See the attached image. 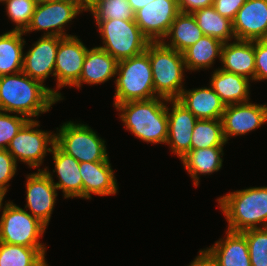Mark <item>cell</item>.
Masks as SVG:
<instances>
[{"label":"cell","mask_w":267,"mask_h":266,"mask_svg":"<svg viewBox=\"0 0 267 266\" xmlns=\"http://www.w3.org/2000/svg\"><path fill=\"white\" fill-rule=\"evenodd\" d=\"M192 15L204 35L218 39L222 43L236 39L233 22L220 15L213 5L195 10Z\"/></svg>","instance_id":"f1b7e54d"},{"label":"cell","mask_w":267,"mask_h":266,"mask_svg":"<svg viewBox=\"0 0 267 266\" xmlns=\"http://www.w3.org/2000/svg\"><path fill=\"white\" fill-rule=\"evenodd\" d=\"M214 0H177L181 13H193L195 10L212 6Z\"/></svg>","instance_id":"f35d334b"},{"label":"cell","mask_w":267,"mask_h":266,"mask_svg":"<svg viewBox=\"0 0 267 266\" xmlns=\"http://www.w3.org/2000/svg\"><path fill=\"white\" fill-rule=\"evenodd\" d=\"M46 249L0 242V266H49Z\"/></svg>","instance_id":"f546056e"},{"label":"cell","mask_w":267,"mask_h":266,"mask_svg":"<svg viewBox=\"0 0 267 266\" xmlns=\"http://www.w3.org/2000/svg\"><path fill=\"white\" fill-rule=\"evenodd\" d=\"M94 16L96 25L103 20H134L128 0H96L87 10Z\"/></svg>","instance_id":"1f68e13d"},{"label":"cell","mask_w":267,"mask_h":266,"mask_svg":"<svg viewBox=\"0 0 267 266\" xmlns=\"http://www.w3.org/2000/svg\"><path fill=\"white\" fill-rule=\"evenodd\" d=\"M221 119H198L192 131L191 150L210 147H224Z\"/></svg>","instance_id":"4dcf8cb0"},{"label":"cell","mask_w":267,"mask_h":266,"mask_svg":"<svg viewBox=\"0 0 267 266\" xmlns=\"http://www.w3.org/2000/svg\"><path fill=\"white\" fill-rule=\"evenodd\" d=\"M23 31H7L0 35V76L22 71L23 48L26 41Z\"/></svg>","instance_id":"83f0119b"},{"label":"cell","mask_w":267,"mask_h":266,"mask_svg":"<svg viewBox=\"0 0 267 266\" xmlns=\"http://www.w3.org/2000/svg\"><path fill=\"white\" fill-rule=\"evenodd\" d=\"M103 140L88 124L67 121L55 133V144L79 163L109 159Z\"/></svg>","instance_id":"8992f818"},{"label":"cell","mask_w":267,"mask_h":266,"mask_svg":"<svg viewBox=\"0 0 267 266\" xmlns=\"http://www.w3.org/2000/svg\"><path fill=\"white\" fill-rule=\"evenodd\" d=\"M246 236L251 266H267V227L242 231Z\"/></svg>","instance_id":"836d02e7"},{"label":"cell","mask_w":267,"mask_h":266,"mask_svg":"<svg viewBox=\"0 0 267 266\" xmlns=\"http://www.w3.org/2000/svg\"><path fill=\"white\" fill-rule=\"evenodd\" d=\"M220 69L250 79L255 77V40H238L223 43Z\"/></svg>","instance_id":"ffe728a7"},{"label":"cell","mask_w":267,"mask_h":266,"mask_svg":"<svg viewBox=\"0 0 267 266\" xmlns=\"http://www.w3.org/2000/svg\"><path fill=\"white\" fill-rule=\"evenodd\" d=\"M167 99L128 101L118 104L125 130L146 143L166 144L168 136Z\"/></svg>","instance_id":"7a4b0ae2"},{"label":"cell","mask_w":267,"mask_h":266,"mask_svg":"<svg viewBox=\"0 0 267 266\" xmlns=\"http://www.w3.org/2000/svg\"><path fill=\"white\" fill-rule=\"evenodd\" d=\"M176 100L197 119H221L225 109V104L210 85L191 90L184 88Z\"/></svg>","instance_id":"603a6c76"},{"label":"cell","mask_w":267,"mask_h":266,"mask_svg":"<svg viewBox=\"0 0 267 266\" xmlns=\"http://www.w3.org/2000/svg\"><path fill=\"white\" fill-rule=\"evenodd\" d=\"M85 10L75 0H48L37 3L30 25L24 34L32 31H45L42 35L69 37L66 34L67 23Z\"/></svg>","instance_id":"30bf717a"},{"label":"cell","mask_w":267,"mask_h":266,"mask_svg":"<svg viewBox=\"0 0 267 266\" xmlns=\"http://www.w3.org/2000/svg\"><path fill=\"white\" fill-rule=\"evenodd\" d=\"M6 193H4L1 189H0V210L2 209V206L4 205L2 202L4 201V197H5Z\"/></svg>","instance_id":"7bdbcfd3"},{"label":"cell","mask_w":267,"mask_h":266,"mask_svg":"<svg viewBox=\"0 0 267 266\" xmlns=\"http://www.w3.org/2000/svg\"><path fill=\"white\" fill-rule=\"evenodd\" d=\"M223 136L228 143L229 137L242 136L267 122V104L250 101L226 105L222 118Z\"/></svg>","instance_id":"4fadbf2b"},{"label":"cell","mask_w":267,"mask_h":266,"mask_svg":"<svg viewBox=\"0 0 267 266\" xmlns=\"http://www.w3.org/2000/svg\"><path fill=\"white\" fill-rule=\"evenodd\" d=\"M59 101L54 88L43 85L22 71L0 76V111L34 120L39 114L49 112L51 106Z\"/></svg>","instance_id":"6da1fadb"},{"label":"cell","mask_w":267,"mask_h":266,"mask_svg":"<svg viewBox=\"0 0 267 266\" xmlns=\"http://www.w3.org/2000/svg\"><path fill=\"white\" fill-rule=\"evenodd\" d=\"M188 266H217L216 261L203 249L199 250V255Z\"/></svg>","instance_id":"ab89813d"},{"label":"cell","mask_w":267,"mask_h":266,"mask_svg":"<svg viewBox=\"0 0 267 266\" xmlns=\"http://www.w3.org/2000/svg\"><path fill=\"white\" fill-rule=\"evenodd\" d=\"M28 121L23 115L0 111V149H7L10 141Z\"/></svg>","instance_id":"e575fe53"},{"label":"cell","mask_w":267,"mask_h":266,"mask_svg":"<svg viewBox=\"0 0 267 266\" xmlns=\"http://www.w3.org/2000/svg\"><path fill=\"white\" fill-rule=\"evenodd\" d=\"M205 250L217 266H251L248 243L242 232L226 230V237Z\"/></svg>","instance_id":"44dd1931"},{"label":"cell","mask_w":267,"mask_h":266,"mask_svg":"<svg viewBox=\"0 0 267 266\" xmlns=\"http://www.w3.org/2000/svg\"><path fill=\"white\" fill-rule=\"evenodd\" d=\"M3 4L7 17L15 24L12 30L24 32L30 25L37 3L34 0H7Z\"/></svg>","instance_id":"d6a6232c"},{"label":"cell","mask_w":267,"mask_h":266,"mask_svg":"<svg viewBox=\"0 0 267 266\" xmlns=\"http://www.w3.org/2000/svg\"><path fill=\"white\" fill-rule=\"evenodd\" d=\"M223 43L211 36L204 35L194 45L183 52L186 72L207 70L215 63V59L221 60Z\"/></svg>","instance_id":"4316f807"},{"label":"cell","mask_w":267,"mask_h":266,"mask_svg":"<svg viewBox=\"0 0 267 266\" xmlns=\"http://www.w3.org/2000/svg\"><path fill=\"white\" fill-rule=\"evenodd\" d=\"M39 123L36 119L29 120L10 141L7 150L17 164L20 161L41 170L38 167L42 166L46 154L55 144V133L38 129Z\"/></svg>","instance_id":"9c48e42d"},{"label":"cell","mask_w":267,"mask_h":266,"mask_svg":"<svg viewBox=\"0 0 267 266\" xmlns=\"http://www.w3.org/2000/svg\"><path fill=\"white\" fill-rule=\"evenodd\" d=\"M153 1L154 0H128L134 13Z\"/></svg>","instance_id":"60d3db41"},{"label":"cell","mask_w":267,"mask_h":266,"mask_svg":"<svg viewBox=\"0 0 267 266\" xmlns=\"http://www.w3.org/2000/svg\"><path fill=\"white\" fill-rule=\"evenodd\" d=\"M17 163L7 149H0V189L6 193L17 172Z\"/></svg>","instance_id":"d590c367"},{"label":"cell","mask_w":267,"mask_h":266,"mask_svg":"<svg viewBox=\"0 0 267 266\" xmlns=\"http://www.w3.org/2000/svg\"><path fill=\"white\" fill-rule=\"evenodd\" d=\"M267 80V38L255 40L254 81Z\"/></svg>","instance_id":"8d00e7d4"},{"label":"cell","mask_w":267,"mask_h":266,"mask_svg":"<svg viewBox=\"0 0 267 266\" xmlns=\"http://www.w3.org/2000/svg\"><path fill=\"white\" fill-rule=\"evenodd\" d=\"M0 216V242L26 247H46L40 243L46 226L27 210L11 201H4Z\"/></svg>","instance_id":"ba28073f"},{"label":"cell","mask_w":267,"mask_h":266,"mask_svg":"<svg viewBox=\"0 0 267 266\" xmlns=\"http://www.w3.org/2000/svg\"><path fill=\"white\" fill-rule=\"evenodd\" d=\"M97 27L103 40L99 47L117 61L142 54L150 43L134 20H103Z\"/></svg>","instance_id":"52a82bcc"},{"label":"cell","mask_w":267,"mask_h":266,"mask_svg":"<svg viewBox=\"0 0 267 266\" xmlns=\"http://www.w3.org/2000/svg\"><path fill=\"white\" fill-rule=\"evenodd\" d=\"M36 3H42V2H46L48 0H34Z\"/></svg>","instance_id":"ee69618b"},{"label":"cell","mask_w":267,"mask_h":266,"mask_svg":"<svg viewBox=\"0 0 267 266\" xmlns=\"http://www.w3.org/2000/svg\"><path fill=\"white\" fill-rule=\"evenodd\" d=\"M88 48L78 36L59 37V46L56 52L55 62V96L63 100L58 91L63 87H72L80 78L83 70V62Z\"/></svg>","instance_id":"8fae6325"},{"label":"cell","mask_w":267,"mask_h":266,"mask_svg":"<svg viewBox=\"0 0 267 266\" xmlns=\"http://www.w3.org/2000/svg\"><path fill=\"white\" fill-rule=\"evenodd\" d=\"M217 201L228 222L227 230L242 232L267 227V186L236 190Z\"/></svg>","instance_id":"3957f363"},{"label":"cell","mask_w":267,"mask_h":266,"mask_svg":"<svg viewBox=\"0 0 267 266\" xmlns=\"http://www.w3.org/2000/svg\"><path fill=\"white\" fill-rule=\"evenodd\" d=\"M58 36L42 35L23 55L22 72L43 85L49 76L55 77Z\"/></svg>","instance_id":"9a60e30c"},{"label":"cell","mask_w":267,"mask_h":266,"mask_svg":"<svg viewBox=\"0 0 267 266\" xmlns=\"http://www.w3.org/2000/svg\"><path fill=\"white\" fill-rule=\"evenodd\" d=\"M118 61L99 46L88 49L79 80L72 86L80 89L82 84L97 85L115 78Z\"/></svg>","instance_id":"7402d4cb"},{"label":"cell","mask_w":267,"mask_h":266,"mask_svg":"<svg viewBox=\"0 0 267 266\" xmlns=\"http://www.w3.org/2000/svg\"><path fill=\"white\" fill-rule=\"evenodd\" d=\"M54 160L53 172H56L58 182H54L49 168L43 170L58 190H62L63 196L67 198H82L83 199V183L79 170L80 163L73 157L63 152L56 144L52 146L51 152Z\"/></svg>","instance_id":"ac0fdd59"},{"label":"cell","mask_w":267,"mask_h":266,"mask_svg":"<svg viewBox=\"0 0 267 266\" xmlns=\"http://www.w3.org/2000/svg\"><path fill=\"white\" fill-rule=\"evenodd\" d=\"M113 105L128 101L156 98L149 55H140L118 61Z\"/></svg>","instance_id":"5b68a950"},{"label":"cell","mask_w":267,"mask_h":266,"mask_svg":"<svg viewBox=\"0 0 267 266\" xmlns=\"http://www.w3.org/2000/svg\"><path fill=\"white\" fill-rule=\"evenodd\" d=\"M168 136L166 144L178 158L184 157L191 150L192 131L198 120L194 114L176 99L167 100Z\"/></svg>","instance_id":"2e32d148"},{"label":"cell","mask_w":267,"mask_h":266,"mask_svg":"<svg viewBox=\"0 0 267 266\" xmlns=\"http://www.w3.org/2000/svg\"><path fill=\"white\" fill-rule=\"evenodd\" d=\"M145 52L151 63L155 95L167 100L177 99L184 89L186 67L183 53L162 42H150Z\"/></svg>","instance_id":"277c9868"},{"label":"cell","mask_w":267,"mask_h":266,"mask_svg":"<svg viewBox=\"0 0 267 266\" xmlns=\"http://www.w3.org/2000/svg\"><path fill=\"white\" fill-rule=\"evenodd\" d=\"M245 2L246 0H214L213 7L220 15L233 21Z\"/></svg>","instance_id":"74e56055"},{"label":"cell","mask_w":267,"mask_h":266,"mask_svg":"<svg viewBox=\"0 0 267 266\" xmlns=\"http://www.w3.org/2000/svg\"><path fill=\"white\" fill-rule=\"evenodd\" d=\"M232 22L238 40L267 38V0H246Z\"/></svg>","instance_id":"e0dca14e"},{"label":"cell","mask_w":267,"mask_h":266,"mask_svg":"<svg viewBox=\"0 0 267 266\" xmlns=\"http://www.w3.org/2000/svg\"><path fill=\"white\" fill-rule=\"evenodd\" d=\"M83 183V199H92V194L98 196L115 195L118 183L114 176L109 159L97 162H82L79 165Z\"/></svg>","instance_id":"d6986e66"},{"label":"cell","mask_w":267,"mask_h":266,"mask_svg":"<svg viewBox=\"0 0 267 266\" xmlns=\"http://www.w3.org/2000/svg\"><path fill=\"white\" fill-rule=\"evenodd\" d=\"M179 13L177 0H154L134 13V21L150 42H161Z\"/></svg>","instance_id":"7c38bea8"},{"label":"cell","mask_w":267,"mask_h":266,"mask_svg":"<svg viewBox=\"0 0 267 266\" xmlns=\"http://www.w3.org/2000/svg\"><path fill=\"white\" fill-rule=\"evenodd\" d=\"M26 205L24 209L37 218L46 227L49 225L51 215L56 204L58 189L53 181L43 171L26 175Z\"/></svg>","instance_id":"5bb4252c"},{"label":"cell","mask_w":267,"mask_h":266,"mask_svg":"<svg viewBox=\"0 0 267 266\" xmlns=\"http://www.w3.org/2000/svg\"><path fill=\"white\" fill-rule=\"evenodd\" d=\"M203 36L204 33L198 26L192 13L180 12L172 22L164 40L161 42L165 46L183 53ZM167 39L170 40L168 41Z\"/></svg>","instance_id":"484cf974"},{"label":"cell","mask_w":267,"mask_h":266,"mask_svg":"<svg viewBox=\"0 0 267 266\" xmlns=\"http://www.w3.org/2000/svg\"><path fill=\"white\" fill-rule=\"evenodd\" d=\"M251 80L235 73L227 72L219 67L210 78L211 88L226 105L248 102L250 100Z\"/></svg>","instance_id":"cb8c5ba5"},{"label":"cell","mask_w":267,"mask_h":266,"mask_svg":"<svg viewBox=\"0 0 267 266\" xmlns=\"http://www.w3.org/2000/svg\"><path fill=\"white\" fill-rule=\"evenodd\" d=\"M223 149V147L193 149L181 158V163L193 180L195 187L199 185L200 175H211L222 168Z\"/></svg>","instance_id":"d4e9b609"},{"label":"cell","mask_w":267,"mask_h":266,"mask_svg":"<svg viewBox=\"0 0 267 266\" xmlns=\"http://www.w3.org/2000/svg\"><path fill=\"white\" fill-rule=\"evenodd\" d=\"M85 11L96 1V0H75Z\"/></svg>","instance_id":"b9f144b4"}]
</instances>
